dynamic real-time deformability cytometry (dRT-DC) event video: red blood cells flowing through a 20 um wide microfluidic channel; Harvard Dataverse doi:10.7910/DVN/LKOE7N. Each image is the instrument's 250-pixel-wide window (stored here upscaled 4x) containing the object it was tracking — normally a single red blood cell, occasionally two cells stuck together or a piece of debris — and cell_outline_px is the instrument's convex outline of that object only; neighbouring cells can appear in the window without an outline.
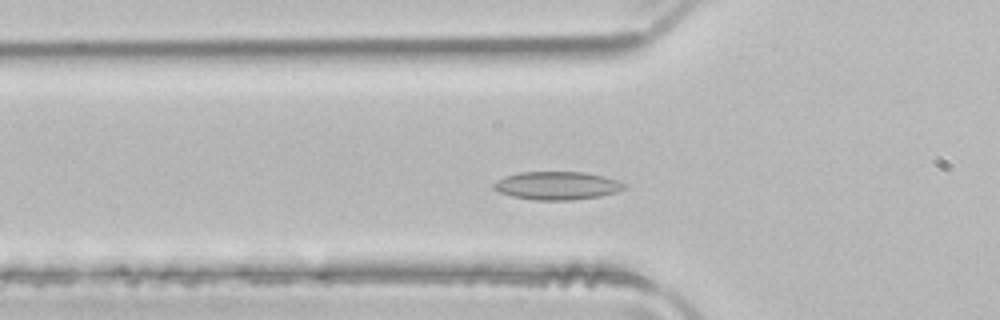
{"species": "common noctule bat (a hibernating species)", "species_latin": "Nyctalus noctula", "temperature_condition": "room temperature", "stored_images_in_passage": 47, "camera_frame_rate_fps": 3000, "um_per_image_px": 0.085, "animal": {"sex": "male", "body_mass_g": 21.5, "forearm_length_mm": 52.0}, "frame": {"image": 1, "passage_image": 12, "time_ms": 3.667, "image_size_px": [1000, 320], "cell_outline_px": [[628, 188], [616, 192], [600, 196], [572, 200], [532, 200], [512, 196], [500, 192], [492, 188], [492, 184], [496, 180], [504, 176], [520, 172], [584, 172], [604, 176], [616, 180], [624, 184]], "centroid_in_image_um": [47.32, 15.78], "position_along_channel_um": 78.5, "area_um2": 21.5}}
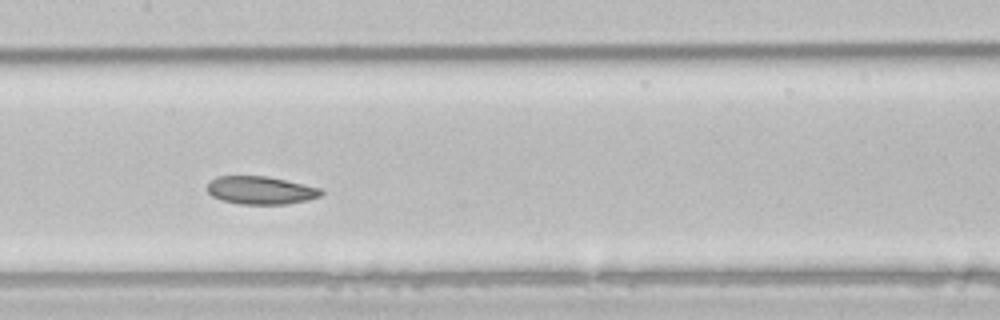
{"frame": {"image": 2, "passage_image": 20, "time_ms": 6.333, "image_size_px": [1000, 320], "cell_outline_px": [[324, 192], [320, 196], [308, 200], [288, 204], [240, 204], [220, 200], [212, 196], [208, 192], [208, 184], [216, 176], [264, 176], [304, 184], [320, 188]], "centroid_in_image_um": [22.16, 16.18], "position_along_channel_um": 185.2, "area_um2": 18.5}}
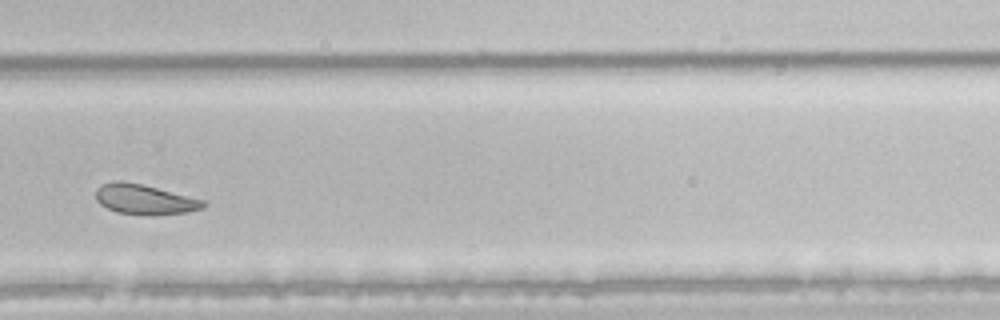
{"frame": {"image": 3, "passage_image": 30, "time_ms": 9.667, "image_size_px": [1000, 320], "cell_outline_px": [[208, 204], [204, 208], [188, 212], [156, 216], [144, 216], [116, 212], [100, 204], [96, 200], [96, 188], [104, 184], [116, 180], [120, 180], [140, 184], [204, 200]], "centroid_in_image_um": [12.3, 16.98], "position_along_channel_um": 317.5, "area_um2": 18.96}, "authors_computed_cell_mechanics": {"area_um2": 21.5016, "velocity_mm_per_s": 3.9868, "shape_relaxation_time_tau1_ms": null, "shape_relaxation_time_tau2_ms": 5.1694, "deformation_change_tau1": null, "deformation_change_tau2": 0.1013}}